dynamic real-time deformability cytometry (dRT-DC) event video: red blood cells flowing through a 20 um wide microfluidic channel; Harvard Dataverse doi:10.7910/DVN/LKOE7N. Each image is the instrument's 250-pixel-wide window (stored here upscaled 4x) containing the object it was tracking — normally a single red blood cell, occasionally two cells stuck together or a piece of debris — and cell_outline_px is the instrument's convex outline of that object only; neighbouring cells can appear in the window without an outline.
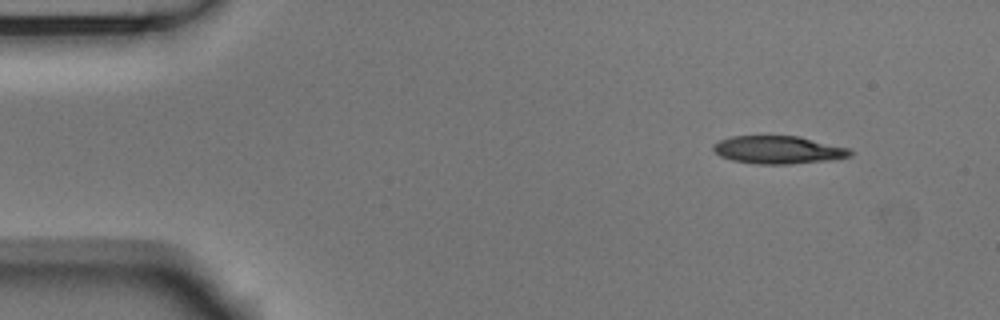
{"species": "Egyptian fruit bat (a non-hibernating species)", "species_latin": "Rousettus aegyptiacus", "temperature_condition": "room temperature", "stored_images_in_passage": 48, "camera_frame_rate_fps": 3000, "um_per_image_px": 0.085, "animal": {"sex": "male"}, "frame": {"image": 1, "passage_image": 1, "time_ms": 0.0, "image_size_px": [1000, 320], "cell_outline_px": [[852, 156], [828, 160], [788, 164], [756, 164], [732, 160], [720, 156], [712, 148], [712, 144], [720, 140], [732, 136], [800, 136], [852, 148]], "centroid_in_image_um": [66.18, 12.73], "position_along_channel_um": 18.8, "area_um2": 22.37}}
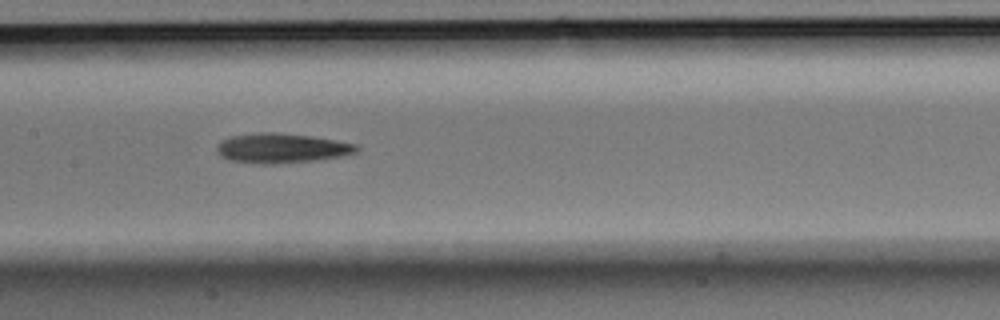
{"frame": {"image": 2, "passage_image": 21, "time_ms": 6.667, "image_size_px": [1000, 320], "cell_outline_px": [[360, 148], [356, 152], [344, 156], [312, 160], [276, 164], [260, 164], [228, 160], [220, 156], [216, 152], [216, 144], [232, 136], [260, 132], [276, 132], [312, 136], [360, 144]], "centroid_in_image_um": [23.95, 12.59], "position_along_channel_um": 183.5, "area_um2": 24.39}}
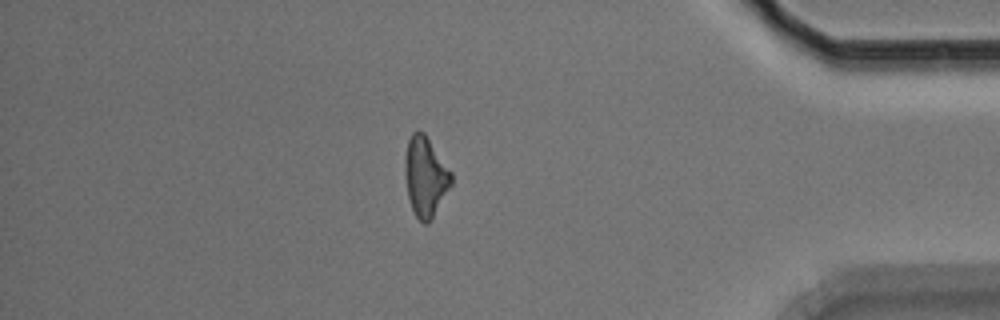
{"frame": {"image": 3, "passage_image": 41, "time_ms": 13.333, "image_size_px": [1000, 320], "cell_outline_px": [[452, 184], [432, 220], [428, 224], [424, 224], [416, 216], [412, 208], [408, 196], [404, 176], [404, 160], [408, 140], [412, 132], [416, 128], [424, 132], [452, 172]], "centroid_in_image_um": [36.16, 15.0], "position_along_channel_um": 399.0, "area_um2": 21.85}, "authors_computed_cell_mechanics": {"area_um2": 22.4842, "velocity_mm_per_s": 3.7704, "shape_relaxation_time_tau1_ms": null, "shape_relaxation_time_tau2_ms": 6.182, "deformation_change_tau1": null, "deformation_change_tau2": 0.2142}}